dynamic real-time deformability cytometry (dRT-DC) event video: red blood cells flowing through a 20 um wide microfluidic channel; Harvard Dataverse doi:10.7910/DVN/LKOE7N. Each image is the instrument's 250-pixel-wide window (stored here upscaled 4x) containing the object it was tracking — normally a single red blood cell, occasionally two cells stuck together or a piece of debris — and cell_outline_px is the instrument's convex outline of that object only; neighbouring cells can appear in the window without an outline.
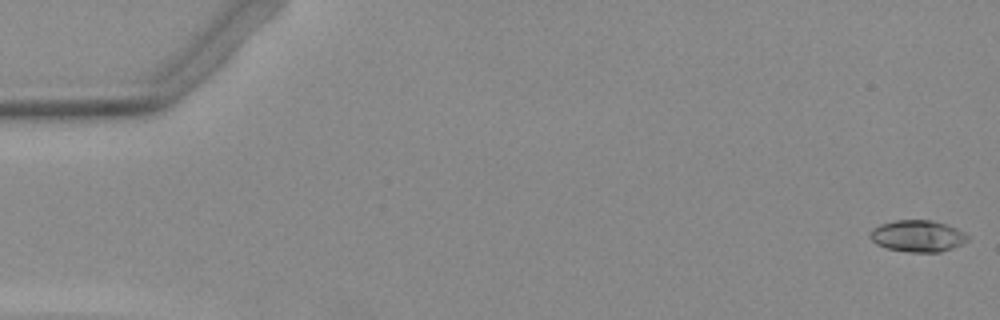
{"species": "Egyptian fruit bat (a non-hibernating species)", "species_latin": "Rousettus aegyptiacus", "temperature_condition": "warm", "stored_images_in_passage": 53, "camera_frame_rate_fps": 3000, "um_per_image_px": 0.085, "animal": {"sex": "female"}, "frame": {"image": 1, "passage_image": 1, "time_ms": 0.0, "image_size_px": [1000, 320], "cell_outline_px": [[968, 240], [952, 248], [940, 252], [908, 252], [888, 248], [876, 244], [872, 240], [868, 232], [872, 228], [880, 224], [896, 220], [932, 220], [948, 224], [964, 232], [968, 236]], "centroid_in_image_um": [77.98, 20.05], "position_along_channel_um": 7.0, "area_um2": 18.03}}
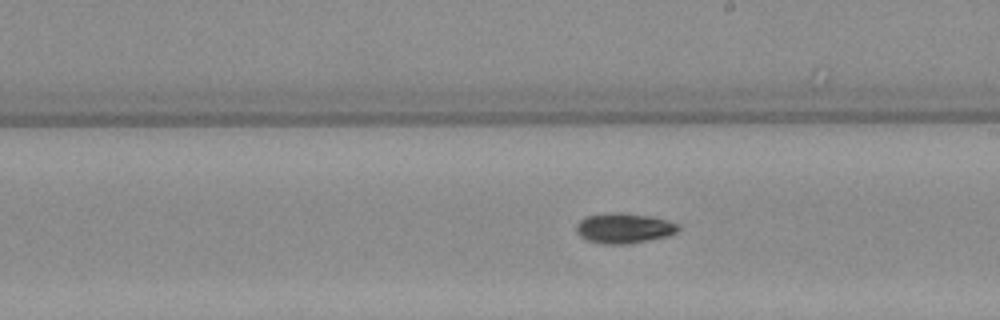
{"frame": {"image": 2, "passage_image": 30, "time_ms": 9.667, "image_size_px": [1000, 320], "cell_outline_px": [[680, 228], [676, 232], [668, 236], [648, 240], [624, 244], [604, 244], [588, 240], [580, 236], [576, 232], [576, 224], [584, 216], [604, 212], [620, 212], [648, 216], [680, 224]], "centroid_in_image_um": [52.99, 19.38], "position_along_channel_um": 236.0, "area_um2": 17.98}}
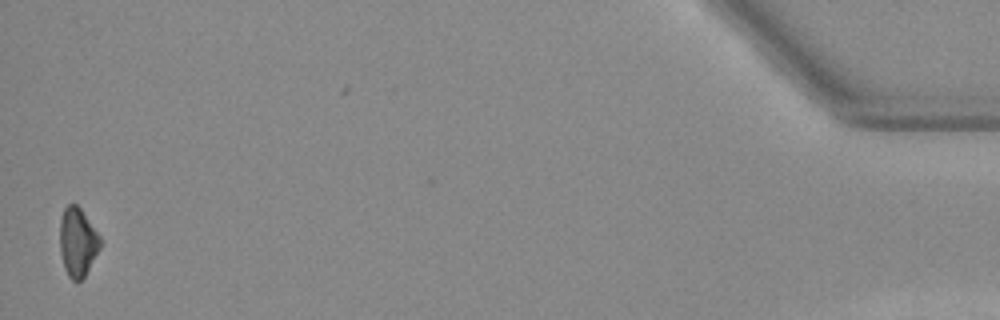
{"frame": {"image": 3, "passage_image": 52, "time_ms": 17.0, "image_size_px": [1000, 320], "cell_outline_px": [[100, 248], [84, 276], [80, 280], [72, 280], [68, 276], [64, 268], [60, 252], [60, 220], [64, 208], [68, 204], [76, 204], [80, 208], [100, 236]], "centroid_in_image_um": [6.58, 20.57], "position_along_channel_um": 428.6, "area_um2": 15.95}}